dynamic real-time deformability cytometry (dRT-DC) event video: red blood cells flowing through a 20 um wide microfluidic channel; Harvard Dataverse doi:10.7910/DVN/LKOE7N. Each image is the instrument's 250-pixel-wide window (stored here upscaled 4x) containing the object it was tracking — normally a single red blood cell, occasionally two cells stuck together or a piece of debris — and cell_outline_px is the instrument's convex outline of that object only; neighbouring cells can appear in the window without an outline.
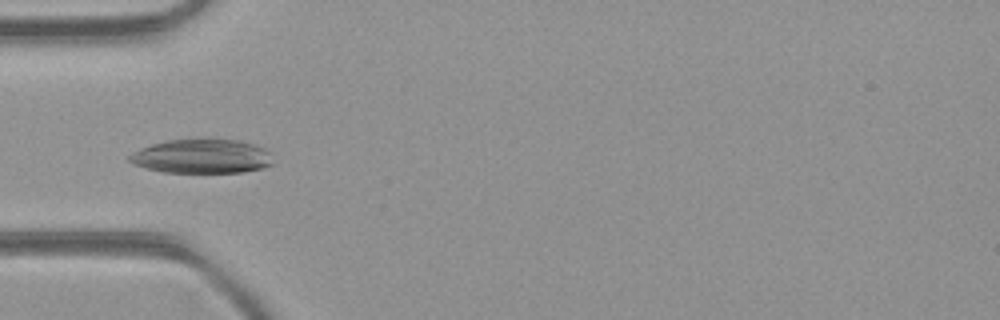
{"species": "common noctule bat (a hibernating species)", "species_latin": "Nyctalus noctula", "temperature_condition": "room temperature", "stored_images_in_passage": 44, "camera_frame_rate_fps": 3000, "um_per_image_px": 0.085, "animal": {"sex": "female", "body_mass_g": 21.9}, "frame": {"image": 1, "passage_image": 12, "time_ms": 3.667, "image_size_px": [1000, 320], "cell_outline_px": [[272, 164], [264, 168], [244, 172], [164, 172], [132, 164], [128, 160], [128, 156], [132, 152], [152, 144], [168, 140], [200, 136], [204, 136], [236, 140], [252, 144], [264, 148], [268, 152]], "centroid_in_image_um": [17.13, 13.25], "position_along_channel_um": 67.9, "area_um2": 29.13}}
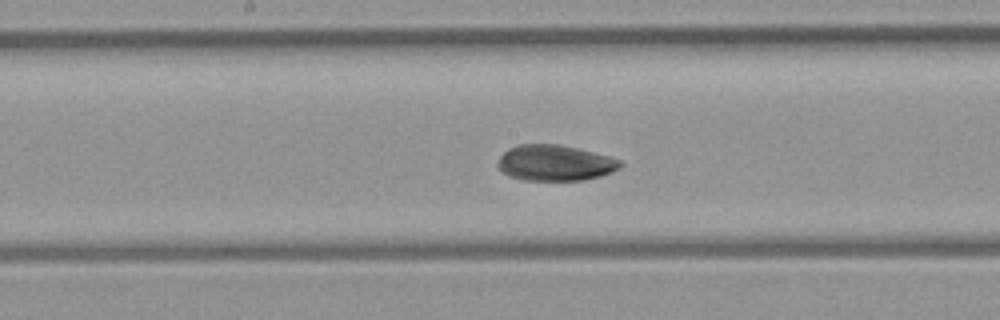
{"frame": {"image": 2, "passage_image": 21, "time_ms": 6.667, "image_size_px": [1000, 320], "cell_outline_px": [[624, 164], [620, 168], [612, 172], [600, 176], [584, 180], [520, 180], [508, 176], [496, 164], [496, 160], [508, 148], [516, 144], [556, 144], [576, 148], [608, 156], [620, 160]], "centroid_in_image_um": [47.14, 13.85], "position_along_channel_um": 201.1, "area_um2": 25.66}}
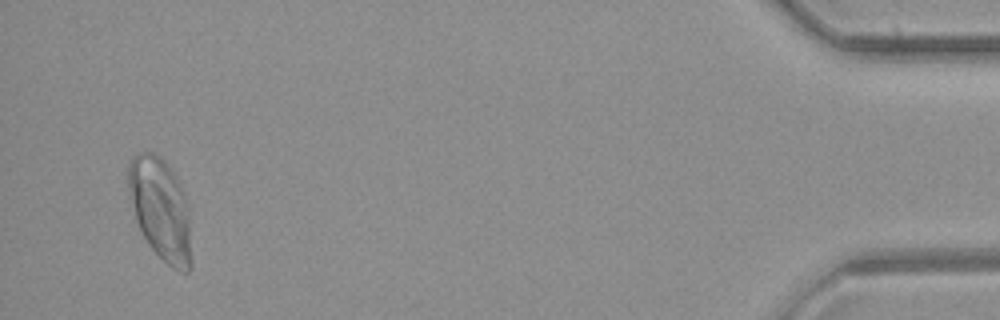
{"frame": {"image": 3, "passage_image": 42, "time_ms": 13.667, "image_size_px": [1000, 320], "cell_outline_px": [[192, 268], [188, 272], [180, 272], [172, 268], [148, 244], [140, 232], [136, 220], [128, 192], [128, 164], [132, 156], [140, 152], [152, 152], [160, 156], [168, 164], [176, 176], [180, 184], [188, 204], [192, 260]], "centroid_in_image_um": [13.66, 17.78], "position_along_channel_um": 421.5, "area_um2": 37.92}, "authors_computed_cell_mechanics": {"area_um2": 29.3046, "velocity_mm_per_s": 4.4148, "shape_relaxation_time_tau1_ms": 3.3642, "shape_relaxation_time_tau2_ms": 4.1542, "deformation_change_tau1": 0.1289, "deformation_change_tau2": 0.0796}}